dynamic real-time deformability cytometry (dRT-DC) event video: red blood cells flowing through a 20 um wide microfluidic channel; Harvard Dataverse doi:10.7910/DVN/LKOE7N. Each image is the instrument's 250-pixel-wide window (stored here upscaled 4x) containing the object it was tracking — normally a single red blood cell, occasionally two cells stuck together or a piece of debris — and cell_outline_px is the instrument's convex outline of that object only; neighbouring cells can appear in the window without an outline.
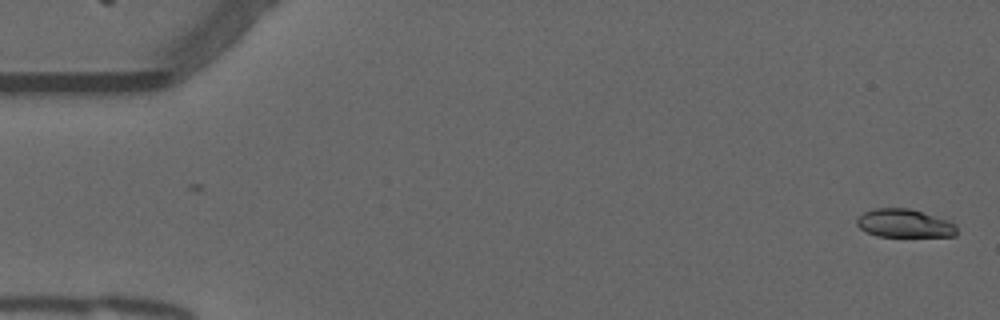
{"species": "common noctule bat (a hibernating species)", "species_latin": "Nyctalus noctula", "temperature_condition": "warm", "stored_images_in_passage": 15, "camera_frame_rate_fps": 3000, "um_per_image_px": 0.085, "animal": {"sex": "male", "forearm_length_mm": 52.5}, "frame": {"image": 1, "passage_image": 1, "time_ms": 0.0, "image_size_px": [1000, 320], "cell_outline_px": [[956, 236], [876, 236], [860, 228], [856, 224], [856, 220], [864, 212], [872, 208], [908, 208], [948, 220], [956, 224]], "centroid_in_image_um": [76.86, 18.98], "position_along_channel_um": 8.1, "area_um2": 16.36}}
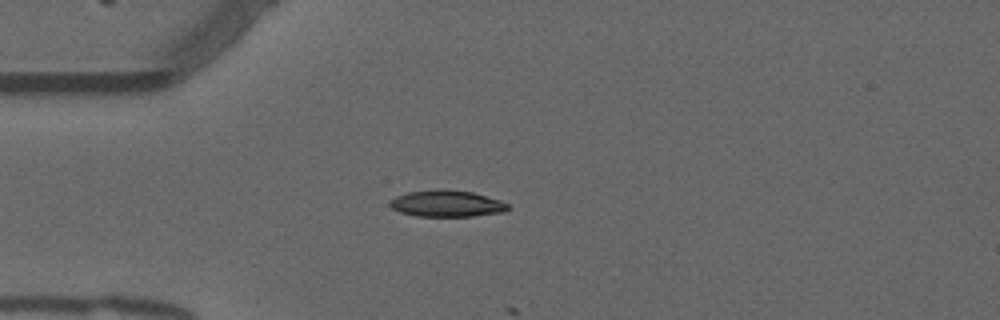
{"frame": {"image": 2, "passage_image": 14, "time_ms": 4.333, "image_size_px": [1000, 320], "cell_outline_px": [[508, 208], [504, 212], [472, 216], [416, 216], [400, 212], [392, 208], [388, 204], [388, 200], [396, 196], [408, 192], [444, 188], [472, 192], [500, 200], [508, 204]], "centroid_in_image_um": [37.93, 17.29], "position_along_channel_um": 47.1, "area_um2": 18.32}}